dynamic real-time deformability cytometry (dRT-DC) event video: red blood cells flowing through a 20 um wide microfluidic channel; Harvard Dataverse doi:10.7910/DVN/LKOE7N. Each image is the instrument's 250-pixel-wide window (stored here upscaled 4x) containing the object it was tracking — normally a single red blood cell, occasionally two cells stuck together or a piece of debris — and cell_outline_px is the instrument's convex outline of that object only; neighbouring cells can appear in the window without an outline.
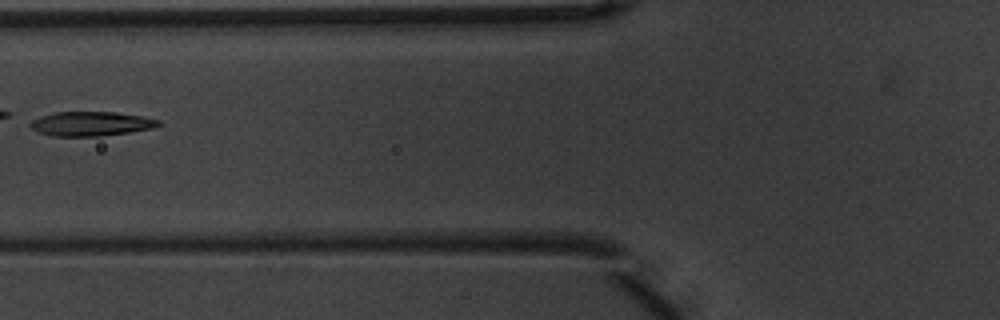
{"species": "common noctule bat (a hibernating species)", "species_latin": "Nyctalus noctula", "temperature_condition": "warm", "stored_images_in_passage": 7, "camera_frame_rate_fps": 3000, "um_per_image_px": 0.085, "animal": {"sex": "male", "body_mass_g": 20.1, "forearm_length_mm": 53.5}, "frame": {"image": 1, "passage_image": 7, "time_ms": 2.0, "image_size_px": [1000, 320], "cell_outline_px": [[164, 124], [152, 128], [128, 132], [100, 136], [52, 136], [40, 132], [32, 128], [28, 124], [32, 120], [40, 116], [56, 112], [116, 112], [140, 116], [160, 120]], "centroid_in_image_um": [7.74, 10.51], "position_along_channel_um": 118.1, "area_um2": 18.09}}